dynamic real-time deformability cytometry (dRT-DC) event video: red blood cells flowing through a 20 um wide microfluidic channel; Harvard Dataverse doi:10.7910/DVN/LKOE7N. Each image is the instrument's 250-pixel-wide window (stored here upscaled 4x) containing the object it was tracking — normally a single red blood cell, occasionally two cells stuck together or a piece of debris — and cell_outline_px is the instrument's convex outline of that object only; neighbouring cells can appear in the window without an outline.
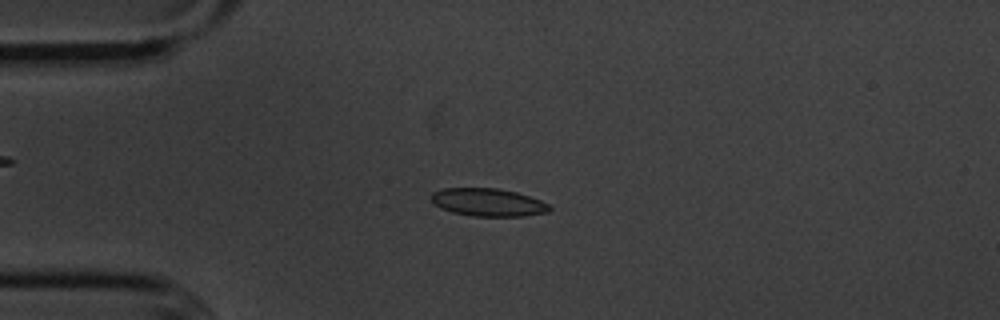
{"species": "common noctule bat (a hibernating species)", "species_latin": "Nyctalus noctula", "temperature_condition": "cold", "stored_images_in_passage": 55, "camera_frame_rate_fps": 3000, "um_per_image_px": 0.085, "animal": {"sex": "male", "body_mass_g": 20.1, "forearm_length_mm": 53.5}, "frame": {"image": 1, "passage_image": 13, "time_ms": 4.0, "image_size_px": [1000, 320], "cell_outline_px": [[552, 208], [548, 212], [524, 216], [472, 216], [452, 212], [440, 208], [432, 200], [432, 192], [444, 188], [496, 188], [516, 192], [540, 200], [548, 204]], "centroid_in_image_um": [41.49, 17.2], "position_along_channel_um": 43.5, "area_um2": 19.07}}
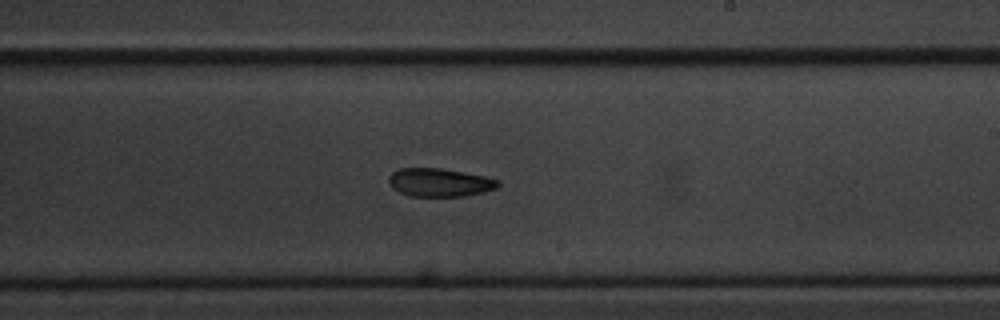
{"frame": {"image": 2, "passage_image": 32, "time_ms": 10.333, "image_size_px": [1000, 320], "cell_outline_px": [[500, 184], [496, 188], [464, 196], [408, 196], [392, 188], [388, 180], [388, 176], [392, 172], [400, 168], [440, 168], [484, 176], [496, 180]], "centroid_in_image_um": [37.3, 15.5], "position_along_channel_um": 251.7, "area_um2": 17.8}}
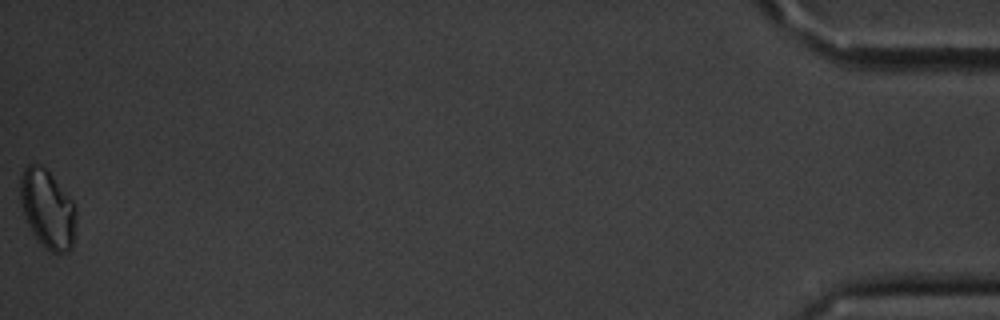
{"frame": {"image": 3, "passage_image": 55, "time_ms": 18.0, "image_size_px": [1000, 320], "cell_outline_px": [[76, 224], [72, 248], [68, 252], [52, 252], [44, 248], [32, 232], [24, 216], [20, 204], [20, 180], [24, 168], [28, 164], [40, 164], [48, 172], [72, 200], [76, 208]], "centroid_in_image_um": [4.04, 17.79], "position_along_channel_um": 431.2, "area_um2": 25.55}, "authors_computed_cell_mechanics": {"area_um2": 18.785, "velocity_mm_per_s": 3.5895, "shape_relaxation_time_tau1_ms": 4.2348, "shape_relaxation_time_tau2_ms": null, "deformation_change_tau1": 0.0965, "deformation_change_tau2": null}}